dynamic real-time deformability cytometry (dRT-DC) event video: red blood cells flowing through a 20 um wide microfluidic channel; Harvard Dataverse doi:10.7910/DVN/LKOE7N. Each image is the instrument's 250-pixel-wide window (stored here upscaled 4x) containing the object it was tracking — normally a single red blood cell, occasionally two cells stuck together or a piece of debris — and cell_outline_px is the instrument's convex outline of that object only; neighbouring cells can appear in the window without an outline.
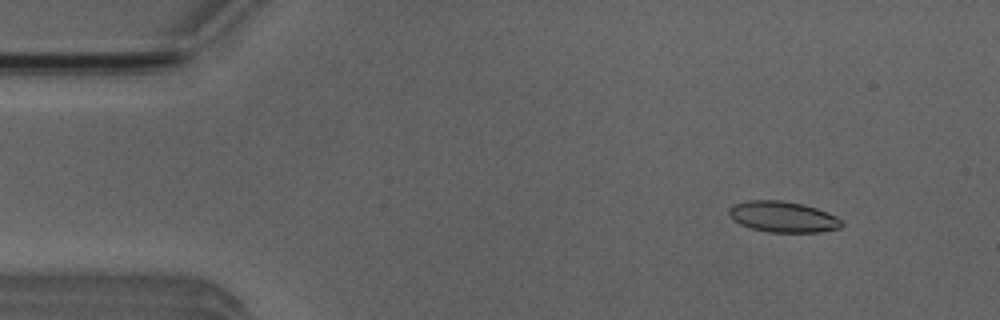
{"species": "Egyptian fruit bat (a non-hibernating species)", "species_latin": "Rousettus aegyptiacus", "temperature_condition": "room temperature", "stored_images_in_passage": 53, "camera_frame_rate_fps": 3000, "um_per_image_px": 0.085, "animal": {"sex": "male"}, "frame": {"image": 1, "passage_image": 6, "time_ms": 1.667, "image_size_px": [1000, 320], "cell_outline_px": [[844, 224], [840, 228], [820, 232], [768, 232], [752, 228], [740, 224], [732, 220], [728, 212], [728, 208], [736, 204], [748, 200], [780, 200], [804, 204], [828, 212], [836, 216]], "centroid_in_image_um": [66.55, 18.43], "position_along_channel_um": 18.4, "area_um2": 20.35}}
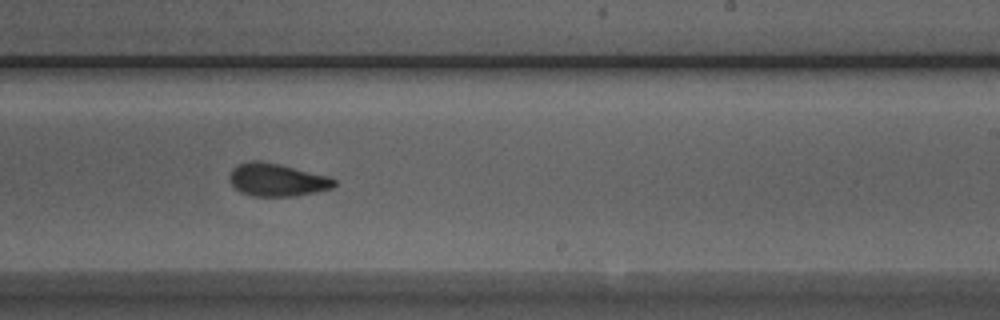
{"frame": {"image": 2, "passage_image": 32, "time_ms": 10.333, "image_size_px": [1000, 320], "cell_outline_px": [[336, 184], [332, 188], [316, 192], [296, 196], [252, 196], [240, 192], [232, 184], [228, 176], [232, 168], [236, 164], [252, 160], [260, 160], [280, 164], [328, 176], [336, 180]], "centroid_in_image_um": [23.52, 15.28], "position_along_channel_um": 265.5, "area_um2": 20.17}}
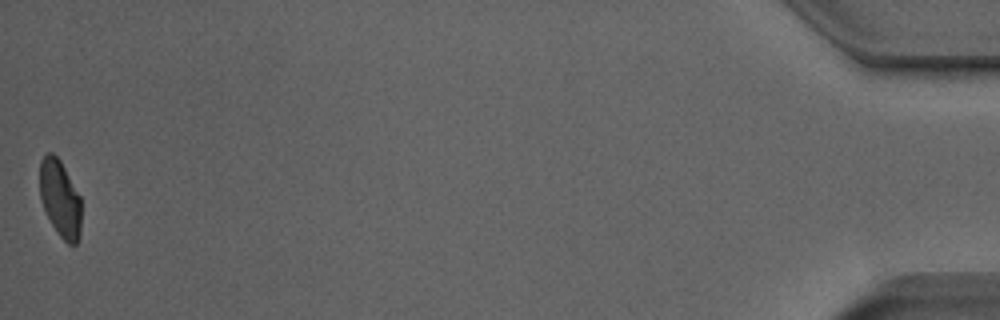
{"frame": {"image": 3, "passage_image": 53, "time_ms": 17.333, "image_size_px": [1000, 320], "cell_outline_px": [[80, 236], [76, 244], [68, 244], [56, 232], [40, 200], [40, 160], [48, 152], [52, 152], [60, 160], [80, 196]], "centroid_in_image_um": [5.1, 16.88], "position_along_channel_um": 430.1, "area_um2": 18.5}, "authors_computed_cell_mechanics": {"area_um2": 20.1722, "velocity_mm_per_s": 3.8454, "shape_relaxation_time_tau1_ms": 10.7247, "shape_relaxation_time_tau2_ms": 1.7733, "deformation_change_tau1": 0.2271, "deformation_change_tau2": 0.086}}